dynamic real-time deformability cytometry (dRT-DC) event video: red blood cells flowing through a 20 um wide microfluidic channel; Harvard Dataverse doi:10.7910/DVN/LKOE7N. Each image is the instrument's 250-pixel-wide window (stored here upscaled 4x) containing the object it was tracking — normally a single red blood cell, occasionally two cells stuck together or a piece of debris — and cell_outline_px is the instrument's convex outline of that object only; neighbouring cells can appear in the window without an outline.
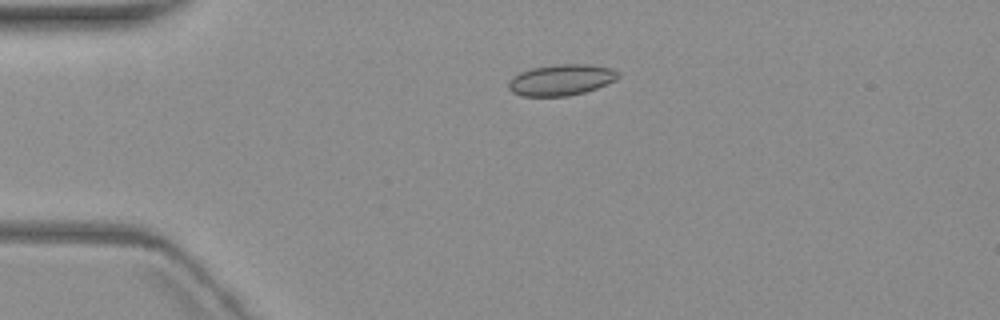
{"species": "common noctule bat (a hibernating species)", "species_latin": "Nyctalus noctula", "temperature_condition": "warm", "stored_images_in_passage": 2, "camera_frame_rate_fps": 3000, "um_per_image_px": 0.085, "animal": {"sex": "female", "body_mass_g": 19.3, "forearm_length_mm": 54.1}, "frame": {"image": 1, "passage_image": 1, "time_ms": 0.0, "image_size_px": [1000, 320], "cell_outline_px": [[620, 76], [616, 80], [596, 88], [584, 92], [568, 96], [520, 96], [512, 92], [508, 88], [508, 84], [520, 72], [532, 68], [560, 64], [588, 64], [608, 68], [620, 72]], "centroid_in_image_um": [47.72, 6.8], "position_along_channel_um": 37.3, "area_um2": 19.65}}